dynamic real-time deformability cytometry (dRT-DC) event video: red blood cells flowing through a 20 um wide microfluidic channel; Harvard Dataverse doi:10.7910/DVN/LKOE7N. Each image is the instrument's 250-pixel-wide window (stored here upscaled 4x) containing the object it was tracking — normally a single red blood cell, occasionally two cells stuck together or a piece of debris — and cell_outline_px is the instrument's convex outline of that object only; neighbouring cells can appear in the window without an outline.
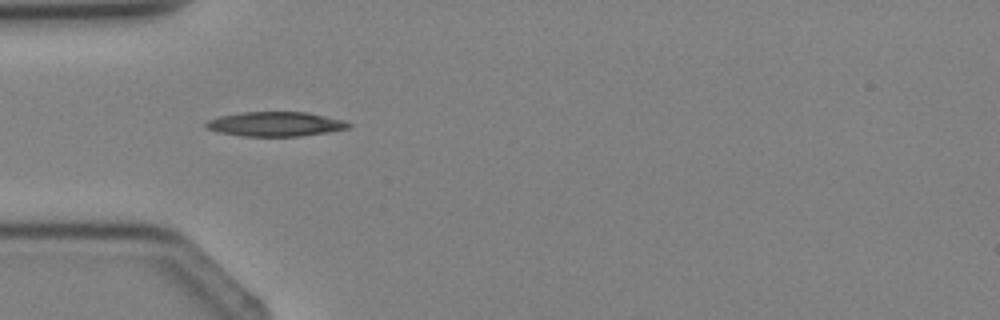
{"species": "Egyptian fruit bat (a non-hibernating species)", "species_latin": "Rousettus aegyptiacus", "temperature_condition": "cold", "stored_images_in_passage": 2, "camera_frame_rate_fps": 3000, "um_per_image_px": 0.085, "animal": {"sex": "female"}, "frame": {"image": 1, "passage_image": 1, "time_ms": 0.0, "image_size_px": [1000, 320], "cell_outline_px": [[352, 128], [328, 132], [300, 136], [244, 136], [220, 132], [204, 128], [204, 124], [208, 120], [220, 116], [244, 112], [308, 112], [344, 120], [352, 124]], "centroid_in_image_um": [23.45, 10.54], "position_along_channel_um": 61.6, "area_um2": 20.4}}
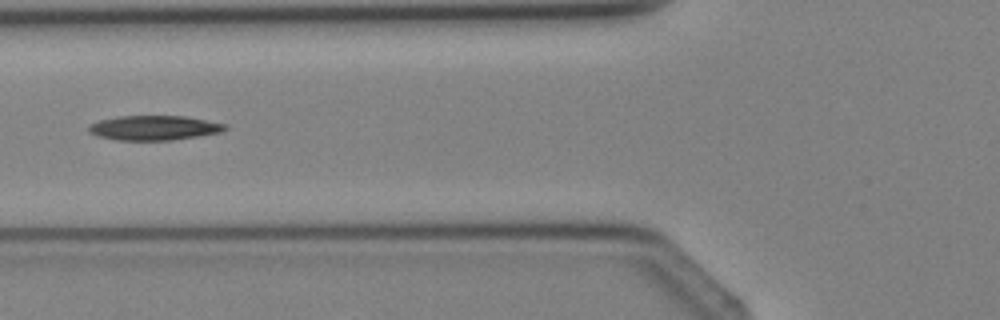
{"frame": {"image": 2, "passage_image": 2, "time_ms": 1.0, "image_size_px": [1000, 320], "cell_outline_px": [[228, 128], [220, 132], [172, 140], [116, 140], [96, 136], [88, 132], [88, 128], [92, 124], [100, 120], [120, 116], [184, 116], [228, 124]], "centroid_in_image_um": [13.09, 10.87], "position_along_channel_um": 112.7, "area_um2": 19.48}}